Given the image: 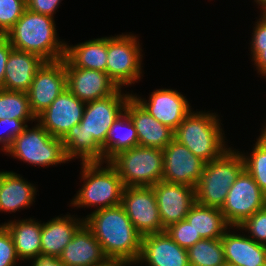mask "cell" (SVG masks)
<instances>
[{
	"label": "cell",
	"mask_w": 266,
	"mask_h": 266,
	"mask_svg": "<svg viewBox=\"0 0 266 266\" xmlns=\"http://www.w3.org/2000/svg\"><path fill=\"white\" fill-rule=\"evenodd\" d=\"M59 259L66 266H95L108 258L92 231L83 224L66 245Z\"/></svg>",
	"instance_id": "20"
},
{
	"label": "cell",
	"mask_w": 266,
	"mask_h": 266,
	"mask_svg": "<svg viewBox=\"0 0 266 266\" xmlns=\"http://www.w3.org/2000/svg\"><path fill=\"white\" fill-rule=\"evenodd\" d=\"M20 261L10 232L0 225V266H16Z\"/></svg>",
	"instance_id": "35"
},
{
	"label": "cell",
	"mask_w": 266,
	"mask_h": 266,
	"mask_svg": "<svg viewBox=\"0 0 266 266\" xmlns=\"http://www.w3.org/2000/svg\"><path fill=\"white\" fill-rule=\"evenodd\" d=\"M67 88V73L64 58L45 62L35 73L27 92L30 108L37 117Z\"/></svg>",
	"instance_id": "13"
},
{
	"label": "cell",
	"mask_w": 266,
	"mask_h": 266,
	"mask_svg": "<svg viewBox=\"0 0 266 266\" xmlns=\"http://www.w3.org/2000/svg\"><path fill=\"white\" fill-rule=\"evenodd\" d=\"M13 49L6 35H0V88L3 87L6 62L10 51Z\"/></svg>",
	"instance_id": "39"
},
{
	"label": "cell",
	"mask_w": 266,
	"mask_h": 266,
	"mask_svg": "<svg viewBox=\"0 0 266 266\" xmlns=\"http://www.w3.org/2000/svg\"><path fill=\"white\" fill-rule=\"evenodd\" d=\"M224 266H235V265H232V264H227V263H226Z\"/></svg>",
	"instance_id": "46"
},
{
	"label": "cell",
	"mask_w": 266,
	"mask_h": 266,
	"mask_svg": "<svg viewBox=\"0 0 266 266\" xmlns=\"http://www.w3.org/2000/svg\"><path fill=\"white\" fill-rule=\"evenodd\" d=\"M162 152L164 162L162 180L195 188L206 162L175 139L162 149Z\"/></svg>",
	"instance_id": "12"
},
{
	"label": "cell",
	"mask_w": 266,
	"mask_h": 266,
	"mask_svg": "<svg viewBox=\"0 0 266 266\" xmlns=\"http://www.w3.org/2000/svg\"><path fill=\"white\" fill-rule=\"evenodd\" d=\"M125 112L135 126L139 146L164 149L174 139V130L157 121L133 96L127 100Z\"/></svg>",
	"instance_id": "19"
},
{
	"label": "cell",
	"mask_w": 266,
	"mask_h": 266,
	"mask_svg": "<svg viewBox=\"0 0 266 266\" xmlns=\"http://www.w3.org/2000/svg\"><path fill=\"white\" fill-rule=\"evenodd\" d=\"M252 50V61L256 66L258 73L266 78V47H250Z\"/></svg>",
	"instance_id": "40"
},
{
	"label": "cell",
	"mask_w": 266,
	"mask_h": 266,
	"mask_svg": "<svg viewBox=\"0 0 266 266\" xmlns=\"http://www.w3.org/2000/svg\"><path fill=\"white\" fill-rule=\"evenodd\" d=\"M261 18L253 28V38L250 47H266V14L262 11Z\"/></svg>",
	"instance_id": "38"
},
{
	"label": "cell",
	"mask_w": 266,
	"mask_h": 266,
	"mask_svg": "<svg viewBox=\"0 0 266 266\" xmlns=\"http://www.w3.org/2000/svg\"><path fill=\"white\" fill-rule=\"evenodd\" d=\"M140 262L147 266H189L187 249L174 242L166 231L142 236L137 264Z\"/></svg>",
	"instance_id": "18"
},
{
	"label": "cell",
	"mask_w": 266,
	"mask_h": 266,
	"mask_svg": "<svg viewBox=\"0 0 266 266\" xmlns=\"http://www.w3.org/2000/svg\"><path fill=\"white\" fill-rule=\"evenodd\" d=\"M261 11H263L266 14V7H264Z\"/></svg>",
	"instance_id": "45"
},
{
	"label": "cell",
	"mask_w": 266,
	"mask_h": 266,
	"mask_svg": "<svg viewBox=\"0 0 266 266\" xmlns=\"http://www.w3.org/2000/svg\"><path fill=\"white\" fill-rule=\"evenodd\" d=\"M254 145L250 156L241 154L245 169L266 194V144L258 138Z\"/></svg>",
	"instance_id": "31"
},
{
	"label": "cell",
	"mask_w": 266,
	"mask_h": 266,
	"mask_svg": "<svg viewBox=\"0 0 266 266\" xmlns=\"http://www.w3.org/2000/svg\"><path fill=\"white\" fill-rule=\"evenodd\" d=\"M255 2L260 6V9L266 7V0H255Z\"/></svg>",
	"instance_id": "44"
},
{
	"label": "cell",
	"mask_w": 266,
	"mask_h": 266,
	"mask_svg": "<svg viewBox=\"0 0 266 266\" xmlns=\"http://www.w3.org/2000/svg\"><path fill=\"white\" fill-rule=\"evenodd\" d=\"M26 126L27 124L23 120L10 119L8 117L0 119V144H2V149L0 150L5 152Z\"/></svg>",
	"instance_id": "36"
},
{
	"label": "cell",
	"mask_w": 266,
	"mask_h": 266,
	"mask_svg": "<svg viewBox=\"0 0 266 266\" xmlns=\"http://www.w3.org/2000/svg\"><path fill=\"white\" fill-rule=\"evenodd\" d=\"M67 73V89L84 102L94 101L112 95L117 85L109 78L107 73L75 67L64 57Z\"/></svg>",
	"instance_id": "15"
},
{
	"label": "cell",
	"mask_w": 266,
	"mask_h": 266,
	"mask_svg": "<svg viewBox=\"0 0 266 266\" xmlns=\"http://www.w3.org/2000/svg\"><path fill=\"white\" fill-rule=\"evenodd\" d=\"M238 230H245L250 233L249 238L257 243L266 245V207L255 212L238 227Z\"/></svg>",
	"instance_id": "34"
},
{
	"label": "cell",
	"mask_w": 266,
	"mask_h": 266,
	"mask_svg": "<svg viewBox=\"0 0 266 266\" xmlns=\"http://www.w3.org/2000/svg\"><path fill=\"white\" fill-rule=\"evenodd\" d=\"M266 207V194L244 169L231 185L221 212L231 227H238Z\"/></svg>",
	"instance_id": "10"
},
{
	"label": "cell",
	"mask_w": 266,
	"mask_h": 266,
	"mask_svg": "<svg viewBox=\"0 0 266 266\" xmlns=\"http://www.w3.org/2000/svg\"><path fill=\"white\" fill-rule=\"evenodd\" d=\"M139 146L135 126L124 111L109 129L103 150V163L109 162L118 153ZM105 160V161H104Z\"/></svg>",
	"instance_id": "28"
},
{
	"label": "cell",
	"mask_w": 266,
	"mask_h": 266,
	"mask_svg": "<svg viewBox=\"0 0 266 266\" xmlns=\"http://www.w3.org/2000/svg\"><path fill=\"white\" fill-rule=\"evenodd\" d=\"M34 261L31 266H66L59 257L48 255V254H40L39 256L32 258Z\"/></svg>",
	"instance_id": "41"
},
{
	"label": "cell",
	"mask_w": 266,
	"mask_h": 266,
	"mask_svg": "<svg viewBox=\"0 0 266 266\" xmlns=\"http://www.w3.org/2000/svg\"><path fill=\"white\" fill-rule=\"evenodd\" d=\"M189 266H224L225 254L221 239H202L187 249Z\"/></svg>",
	"instance_id": "29"
},
{
	"label": "cell",
	"mask_w": 266,
	"mask_h": 266,
	"mask_svg": "<svg viewBox=\"0 0 266 266\" xmlns=\"http://www.w3.org/2000/svg\"><path fill=\"white\" fill-rule=\"evenodd\" d=\"M26 8V0H0V35H6Z\"/></svg>",
	"instance_id": "32"
},
{
	"label": "cell",
	"mask_w": 266,
	"mask_h": 266,
	"mask_svg": "<svg viewBox=\"0 0 266 266\" xmlns=\"http://www.w3.org/2000/svg\"><path fill=\"white\" fill-rule=\"evenodd\" d=\"M62 0H26L27 9L46 16L54 17Z\"/></svg>",
	"instance_id": "37"
},
{
	"label": "cell",
	"mask_w": 266,
	"mask_h": 266,
	"mask_svg": "<svg viewBox=\"0 0 266 266\" xmlns=\"http://www.w3.org/2000/svg\"><path fill=\"white\" fill-rule=\"evenodd\" d=\"M259 139L266 144V126L263 127Z\"/></svg>",
	"instance_id": "43"
},
{
	"label": "cell",
	"mask_w": 266,
	"mask_h": 266,
	"mask_svg": "<svg viewBox=\"0 0 266 266\" xmlns=\"http://www.w3.org/2000/svg\"><path fill=\"white\" fill-rule=\"evenodd\" d=\"M202 239H221L231 226L220 208L204 206L195 202L185 218Z\"/></svg>",
	"instance_id": "26"
},
{
	"label": "cell",
	"mask_w": 266,
	"mask_h": 266,
	"mask_svg": "<svg viewBox=\"0 0 266 266\" xmlns=\"http://www.w3.org/2000/svg\"><path fill=\"white\" fill-rule=\"evenodd\" d=\"M86 102L79 100L67 88L37 116V121L50 135L62 139L82 120Z\"/></svg>",
	"instance_id": "14"
},
{
	"label": "cell",
	"mask_w": 266,
	"mask_h": 266,
	"mask_svg": "<svg viewBox=\"0 0 266 266\" xmlns=\"http://www.w3.org/2000/svg\"><path fill=\"white\" fill-rule=\"evenodd\" d=\"M231 149L205 164L195 187L198 204L220 209L224 205L231 185L245 169L241 152Z\"/></svg>",
	"instance_id": "6"
},
{
	"label": "cell",
	"mask_w": 266,
	"mask_h": 266,
	"mask_svg": "<svg viewBox=\"0 0 266 266\" xmlns=\"http://www.w3.org/2000/svg\"><path fill=\"white\" fill-rule=\"evenodd\" d=\"M230 227L221 238L227 264L235 266H263L266 264V245L247 235L231 233ZM235 233V234H234Z\"/></svg>",
	"instance_id": "22"
},
{
	"label": "cell",
	"mask_w": 266,
	"mask_h": 266,
	"mask_svg": "<svg viewBox=\"0 0 266 266\" xmlns=\"http://www.w3.org/2000/svg\"><path fill=\"white\" fill-rule=\"evenodd\" d=\"M134 34L107 37L106 73L118 88L141 78V45Z\"/></svg>",
	"instance_id": "9"
},
{
	"label": "cell",
	"mask_w": 266,
	"mask_h": 266,
	"mask_svg": "<svg viewBox=\"0 0 266 266\" xmlns=\"http://www.w3.org/2000/svg\"><path fill=\"white\" fill-rule=\"evenodd\" d=\"M65 57L77 68L106 73L107 37L88 40L76 46L66 45Z\"/></svg>",
	"instance_id": "27"
},
{
	"label": "cell",
	"mask_w": 266,
	"mask_h": 266,
	"mask_svg": "<svg viewBox=\"0 0 266 266\" xmlns=\"http://www.w3.org/2000/svg\"><path fill=\"white\" fill-rule=\"evenodd\" d=\"M5 152L23 162L42 167L70 161L62 140L50 135L39 123L32 129L27 125Z\"/></svg>",
	"instance_id": "8"
},
{
	"label": "cell",
	"mask_w": 266,
	"mask_h": 266,
	"mask_svg": "<svg viewBox=\"0 0 266 266\" xmlns=\"http://www.w3.org/2000/svg\"><path fill=\"white\" fill-rule=\"evenodd\" d=\"M53 17L26 8L16 24L6 33L13 49L40 56L46 62L62 60L66 45L57 38Z\"/></svg>",
	"instance_id": "3"
},
{
	"label": "cell",
	"mask_w": 266,
	"mask_h": 266,
	"mask_svg": "<svg viewBox=\"0 0 266 266\" xmlns=\"http://www.w3.org/2000/svg\"><path fill=\"white\" fill-rule=\"evenodd\" d=\"M161 124L175 130L193 110L186 97L173 89H157L151 92L149 100L132 95Z\"/></svg>",
	"instance_id": "17"
},
{
	"label": "cell",
	"mask_w": 266,
	"mask_h": 266,
	"mask_svg": "<svg viewBox=\"0 0 266 266\" xmlns=\"http://www.w3.org/2000/svg\"><path fill=\"white\" fill-rule=\"evenodd\" d=\"M218 118L215 113L191 111L174 130V139L206 163L217 159L229 149Z\"/></svg>",
	"instance_id": "4"
},
{
	"label": "cell",
	"mask_w": 266,
	"mask_h": 266,
	"mask_svg": "<svg viewBox=\"0 0 266 266\" xmlns=\"http://www.w3.org/2000/svg\"><path fill=\"white\" fill-rule=\"evenodd\" d=\"M45 62L33 53L12 49L6 62L2 89L27 93L35 73Z\"/></svg>",
	"instance_id": "21"
},
{
	"label": "cell",
	"mask_w": 266,
	"mask_h": 266,
	"mask_svg": "<svg viewBox=\"0 0 266 266\" xmlns=\"http://www.w3.org/2000/svg\"><path fill=\"white\" fill-rule=\"evenodd\" d=\"M165 231L174 242L185 249L202 240L200 234L196 233L195 229L186 219L169 225L165 228Z\"/></svg>",
	"instance_id": "33"
},
{
	"label": "cell",
	"mask_w": 266,
	"mask_h": 266,
	"mask_svg": "<svg viewBox=\"0 0 266 266\" xmlns=\"http://www.w3.org/2000/svg\"><path fill=\"white\" fill-rule=\"evenodd\" d=\"M84 224L92 231L108 259L137 264L141 254L142 235L121 204L94 210L85 217Z\"/></svg>",
	"instance_id": "2"
},
{
	"label": "cell",
	"mask_w": 266,
	"mask_h": 266,
	"mask_svg": "<svg viewBox=\"0 0 266 266\" xmlns=\"http://www.w3.org/2000/svg\"><path fill=\"white\" fill-rule=\"evenodd\" d=\"M164 228L184 220L196 202L195 188L161 180L152 186Z\"/></svg>",
	"instance_id": "16"
},
{
	"label": "cell",
	"mask_w": 266,
	"mask_h": 266,
	"mask_svg": "<svg viewBox=\"0 0 266 266\" xmlns=\"http://www.w3.org/2000/svg\"><path fill=\"white\" fill-rule=\"evenodd\" d=\"M3 225L11 234L17 255L21 261L32 260V258L41 254L42 223L30 218L13 220Z\"/></svg>",
	"instance_id": "25"
},
{
	"label": "cell",
	"mask_w": 266,
	"mask_h": 266,
	"mask_svg": "<svg viewBox=\"0 0 266 266\" xmlns=\"http://www.w3.org/2000/svg\"><path fill=\"white\" fill-rule=\"evenodd\" d=\"M121 205L142 236L165 231L152 187H125Z\"/></svg>",
	"instance_id": "11"
},
{
	"label": "cell",
	"mask_w": 266,
	"mask_h": 266,
	"mask_svg": "<svg viewBox=\"0 0 266 266\" xmlns=\"http://www.w3.org/2000/svg\"><path fill=\"white\" fill-rule=\"evenodd\" d=\"M121 91L118 88L112 95L86 102L81 122L71 127L61 139L69 160L76 157L82 162H103L102 147L107 133L132 96V93Z\"/></svg>",
	"instance_id": "1"
},
{
	"label": "cell",
	"mask_w": 266,
	"mask_h": 266,
	"mask_svg": "<svg viewBox=\"0 0 266 266\" xmlns=\"http://www.w3.org/2000/svg\"><path fill=\"white\" fill-rule=\"evenodd\" d=\"M36 121L37 117L32 112L29 97L26 92L10 91L0 88V119L4 118Z\"/></svg>",
	"instance_id": "30"
},
{
	"label": "cell",
	"mask_w": 266,
	"mask_h": 266,
	"mask_svg": "<svg viewBox=\"0 0 266 266\" xmlns=\"http://www.w3.org/2000/svg\"><path fill=\"white\" fill-rule=\"evenodd\" d=\"M109 163L125 187H152L162 180L164 162L160 148L135 146L118 153Z\"/></svg>",
	"instance_id": "7"
},
{
	"label": "cell",
	"mask_w": 266,
	"mask_h": 266,
	"mask_svg": "<svg viewBox=\"0 0 266 266\" xmlns=\"http://www.w3.org/2000/svg\"><path fill=\"white\" fill-rule=\"evenodd\" d=\"M132 265L130 262L118 259H107L105 262L95 266H127Z\"/></svg>",
	"instance_id": "42"
},
{
	"label": "cell",
	"mask_w": 266,
	"mask_h": 266,
	"mask_svg": "<svg viewBox=\"0 0 266 266\" xmlns=\"http://www.w3.org/2000/svg\"><path fill=\"white\" fill-rule=\"evenodd\" d=\"M83 224L84 218L78 219L71 217V215L58 216L46 223H42L41 254L59 257Z\"/></svg>",
	"instance_id": "24"
},
{
	"label": "cell",
	"mask_w": 266,
	"mask_h": 266,
	"mask_svg": "<svg viewBox=\"0 0 266 266\" xmlns=\"http://www.w3.org/2000/svg\"><path fill=\"white\" fill-rule=\"evenodd\" d=\"M81 162V179L83 186L74 196L71 204L74 207H97L96 210L121 204L124 184L117 170L106 162Z\"/></svg>",
	"instance_id": "5"
},
{
	"label": "cell",
	"mask_w": 266,
	"mask_h": 266,
	"mask_svg": "<svg viewBox=\"0 0 266 266\" xmlns=\"http://www.w3.org/2000/svg\"><path fill=\"white\" fill-rule=\"evenodd\" d=\"M36 187L13 171L0 172V211L16 212L29 208L35 199Z\"/></svg>",
	"instance_id": "23"
}]
</instances>
